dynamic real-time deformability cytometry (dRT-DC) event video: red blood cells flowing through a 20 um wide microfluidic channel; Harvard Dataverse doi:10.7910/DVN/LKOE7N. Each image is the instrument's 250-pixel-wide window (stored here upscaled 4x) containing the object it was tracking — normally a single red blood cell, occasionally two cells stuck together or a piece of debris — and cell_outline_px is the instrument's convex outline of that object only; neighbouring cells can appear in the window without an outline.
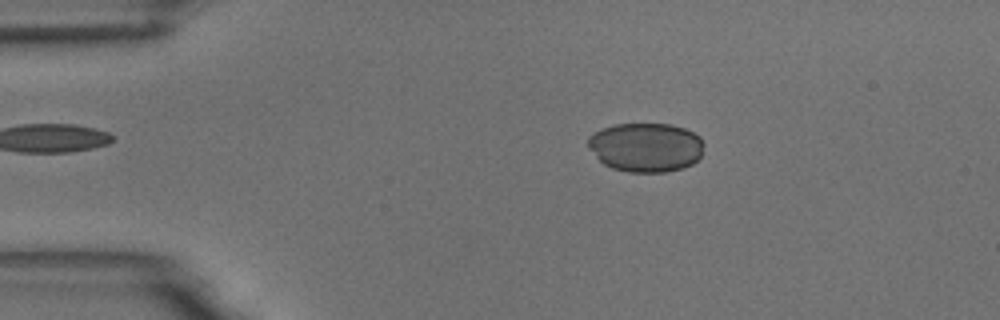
{"species": "common noctule bat (a hibernating species)", "species_latin": "Nyctalus noctula", "temperature_condition": "room temperature", "stored_images_in_passage": 54, "camera_frame_rate_fps": 3000, "um_per_image_px": 0.085, "animal": {"sex": "male", "body_mass_g": 18.8}, "frame": {"image": 1, "passage_image": 10, "time_ms": 3.0, "image_size_px": [1000, 320], "cell_outline_px": [[704, 144], [700, 156], [692, 164], [684, 168], [664, 172], [628, 172], [612, 168], [604, 164], [588, 148], [588, 136], [592, 132], [600, 128], [616, 124], [672, 124], [684, 128], [700, 136]], "centroid_in_image_um": [54.88, 12.51], "position_along_channel_um": 30.1, "area_um2": 33.41}}
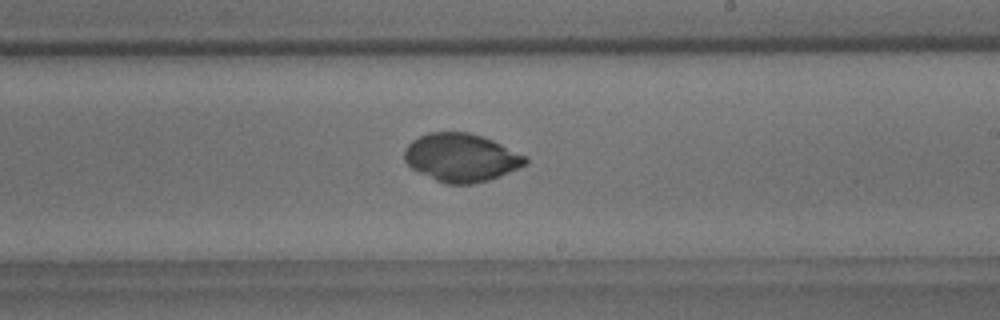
{"frame": {"image": 2, "passage_image": 32, "time_ms": 10.333, "image_size_px": [1000, 320], "cell_outline_px": [[528, 164], [520, 168], [500, 176], [488, 180], [472, 184], [444, 184], [412, 168], [404, 160], [404, 148], [412, 140], [428, 132], [468, 132], [484, 136], [528, 156]], "centroid_in_image_um": [39.23, 13.39], "position_along_channel_um": 249.8, "area_um2": 34.22}}
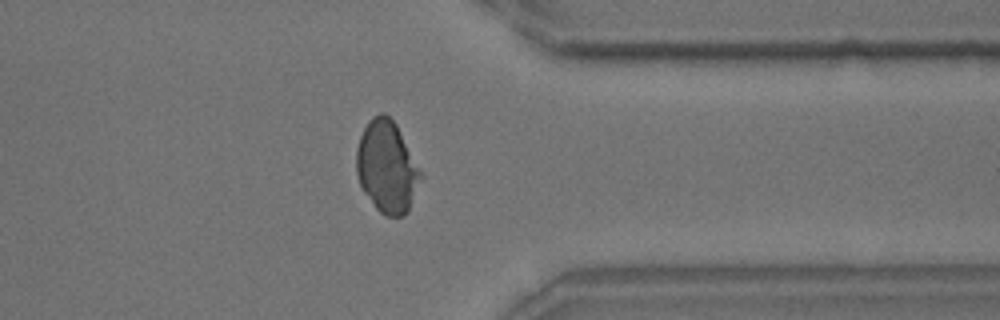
{"frame": {"image": 3, "passage_image": 43, "time_ms": 14.0, "image_size_px": [1000, 320], "cell_outline_px": [[424, 176], [408, 212], [404, 216], [384, 216], [376, 208], [364, 192], [360, 184], [356, 172], [356, 148], [360, 136], [368, 120], [372, 116], [380, 112], [384, 112], [396, 124], [420, 168]], "centroid_in_image_um": [32.9, 14.19], "position_along_channel_um": 378.5, "area_um2": 34.74}}